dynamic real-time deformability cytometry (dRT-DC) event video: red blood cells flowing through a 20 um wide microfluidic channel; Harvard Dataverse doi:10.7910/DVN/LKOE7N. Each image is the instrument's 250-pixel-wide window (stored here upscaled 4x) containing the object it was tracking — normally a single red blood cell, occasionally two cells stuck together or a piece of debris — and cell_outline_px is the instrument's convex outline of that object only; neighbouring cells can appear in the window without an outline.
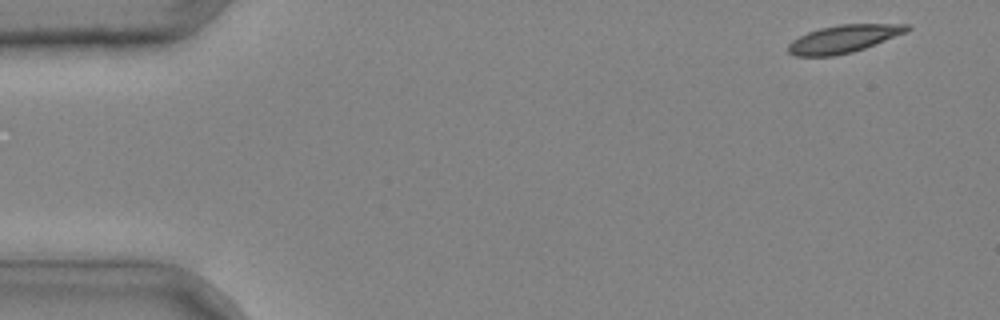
{"species": "common noctule bat (a hibernating species)", "species_latin": "Nyctalus noctula", "temperature_condition": "cold", "stored_images_in_passage": 37, "camera_frame_rate_fps": 3000, "um_per_image_px": 0.085, "animal": {"sex": "male", "body_mass_g": 20.4}, "frame": {"image": 1, "passage_image": 2, "time_ms": 0.333, "image_size_px": [1000, 320], "cell_outline_px": [[912, 28], [908, 32], [864, 48], [852, 52], [836, 56], [796, 56], [788, 52], [788, 44], [792, 40], [808, 32], [820, 28], [840, 24], [908, 24]], "centroid_in_image_um": [71.72, 3.3], "position_along_channel_um": 13.3, "area_um2": 19.19}}
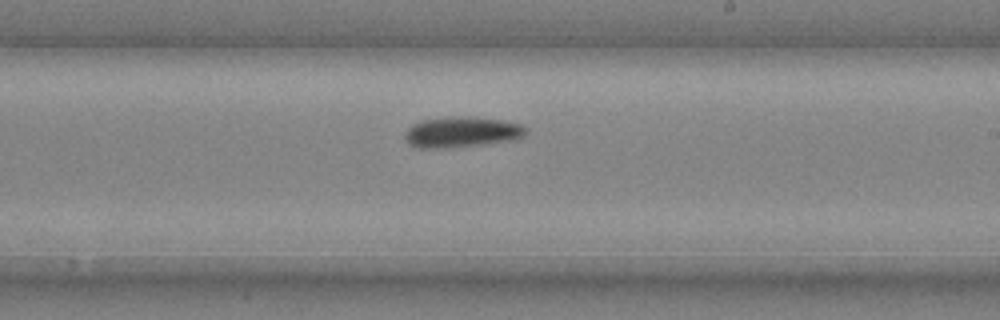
{"frame": {"image": 2, "passage_image": 25, "time_ms": 8.0, "image_size_px": [1000, 320], "cell_outline_px": [[528, 128], [524, 136], [512, 140], [484, 144], [444, 148], [416, 148], [408, 144], [404, 136], [404, 132], [412, 124], [420, 120], [444, 116], [472, 116], [504, 120], [520, 124]], "centroid_in_image_um": [39.21, 11.21], "position_along_channel_um": 249.8, "area_um2": 22.08}}
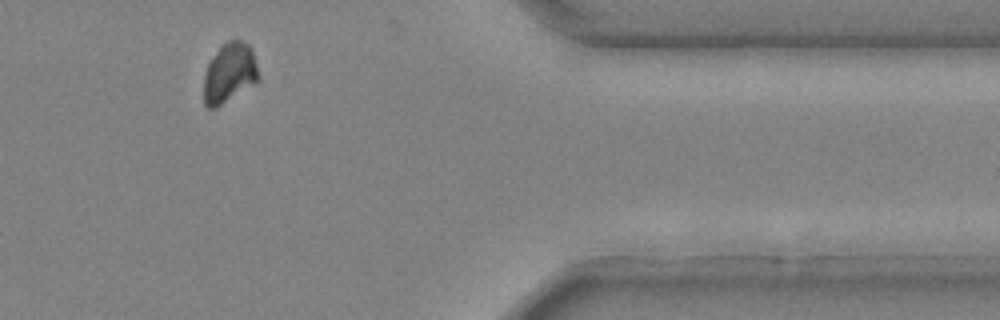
{"frame": {"image": 3, "passage_image": 36, "time_ms": 11.667, "image_size_px": [1000, 320], "cell_outline_px": [[256, 80], [216, 108], [208, 108], [204, 104], [204, 76], [208, 60], [220, 44], [228, 40], [240, 40], [248, 44], [252, 52], [256, 64]], "centroid_in_image_um": [19.41, 6.15], "position_along_channel_um": 392.0, "area_um2": 18.61}}